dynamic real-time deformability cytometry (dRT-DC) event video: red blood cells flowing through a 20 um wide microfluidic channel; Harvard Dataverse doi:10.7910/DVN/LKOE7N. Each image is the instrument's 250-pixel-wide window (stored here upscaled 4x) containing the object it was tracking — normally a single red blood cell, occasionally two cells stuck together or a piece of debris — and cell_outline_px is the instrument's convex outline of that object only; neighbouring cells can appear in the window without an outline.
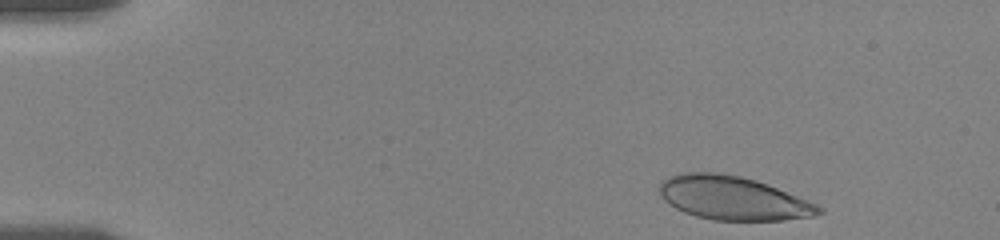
{"species": "human", "species_latin": "Homo sapiens", "temperature_condition": "room temperature", "stored_images_in_passage": 32, "camera_frame_rate_fps": 3000, "um_per_image_px": 0.085, "donor": {"sex": "female"}, "frame": {"image": 1, "passage_image": 1, "time_ms": 0.0, "image_size_px": [1000, 240], "cell_outline_px": [[824, 212], [816, 216], [784, 220], [712, 220], [696, 216], [684, 212], [676, 208], [664, 200], [660, 196], [656, 188], [668, 176], [680, 172], [716, 172], [740, 176], [756, 180], [768, 184], [816, 204], [824, 208]], "centroid_in_image_um": [62.28, 16.83], "position_along_channel_um": 22.7, "area_um2": 40.75}}
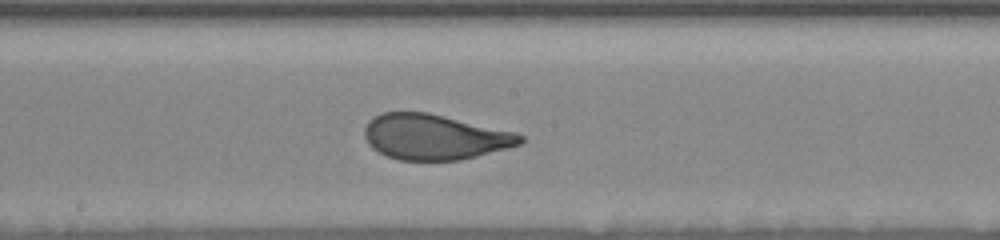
{"frame": {"image": 2, "passage_image": 19, "time_ms": 8.0, "image_size_px": [1000, 240], "cell_outline_px": [[524, 140], [520, 144], [508, 148], [460, 160], [400, 160], [388, 156], [372, 148], [368, 144], [364, 136], [364, 128], [368, 120], [384, 112], [428, 112], [516, 132], [524, 136]], "centroid_in_image_um": [36.94, 11.63], "position_along_channel_um": 211.3, "area_um2": 41.15}}
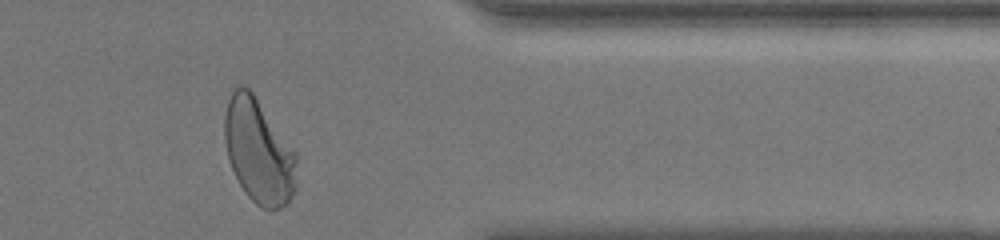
{"frame": {"image": 3, "passage_image": 32, "time_ms": 13.333, "image_size_px": [1000, 240], "cell_outline_px": [[296, 188], [288, 204], [272, 212], [256, 204], [244, 192], [228, 160], [224, 140], [224, 116], [228, 100], [232, 92], [240, 84], [244, 84], [252, 92], [296, 152]], "centroid_in_image_um": [21.99, 12.89], "position_along_channel_um": 389.4, "area_um2": 43.99}, "authors_computed_cell_mechanics": {"area_um2": 41.8472, "velocity_mm_per_s": 3.5571, "shape_relaxation_time_tau1_ms": 3.7144, "shape_relaxation_time_tau2_ms": null, "deformation_change_tau1": 0.1629, "deformation_change_tau2": null}}